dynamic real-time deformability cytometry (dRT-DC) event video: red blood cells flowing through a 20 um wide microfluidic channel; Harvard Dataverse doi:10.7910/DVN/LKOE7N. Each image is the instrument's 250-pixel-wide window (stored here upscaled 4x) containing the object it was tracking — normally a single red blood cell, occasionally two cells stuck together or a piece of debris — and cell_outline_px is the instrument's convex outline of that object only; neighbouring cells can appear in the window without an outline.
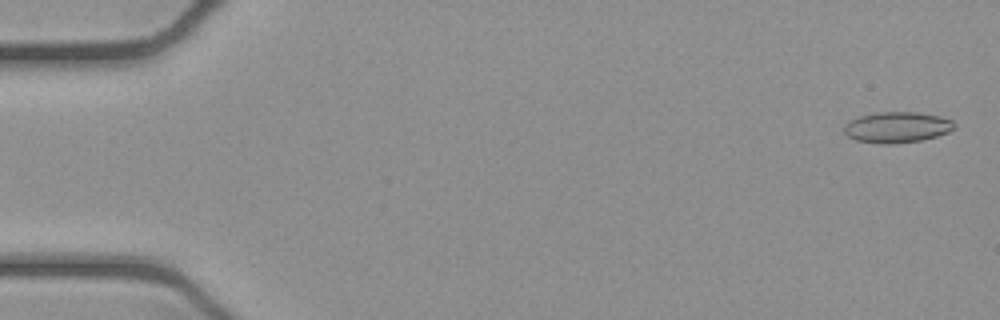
{"species": "common noctule bat (a hibernating species)", "species_latin": "Nyctalus noctula", "temperature_condition": "cold", "stored_images_in_passage": 53, "camera_frame_rate_fps": 3000, "um_per_image_px": 0.085, "animal": {"sex": "female", "body_mass_g": 21.9}, "frame": {"image": 1, "passage_image": 2, "time_ms": 0.333, "image_size_px": [1000, 320], "cell_outline_px": [[956, 128], [948, 132], [936, 136], [920, 140], [888, 144], [884, 144], [856, 140], [848, 136], [844, 132], [844, 124], [860, 116], [876, 112], [916, 112], [940, 116], [952, 120], [956, 124]], "centroid_in_image_um": [76.27, 10.81], "position_along_channel_um": 8.7, "area_um2": 19.71}}
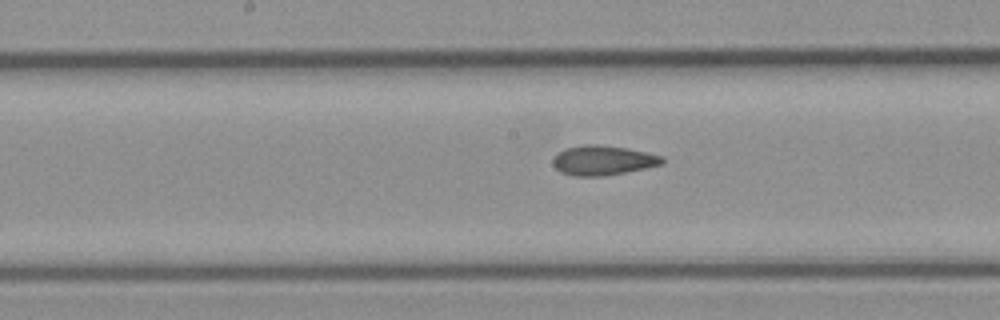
{"frame": {"image": 2, "passage_image": 27, "time_ms": 8.667, "image_size_px": [1000, 320], "cell_outline_px": [[664, 164], [604, 176], [576, 176], [560, 172], [552, 164], [552, 160], [564, 148], [584, 144], [596, 144], [628, 148], [664, 156]], "centroid_in_image_um": [51.26, 13.62], "position_along_channel_um": 196.9, "area_um2": 18.9}}
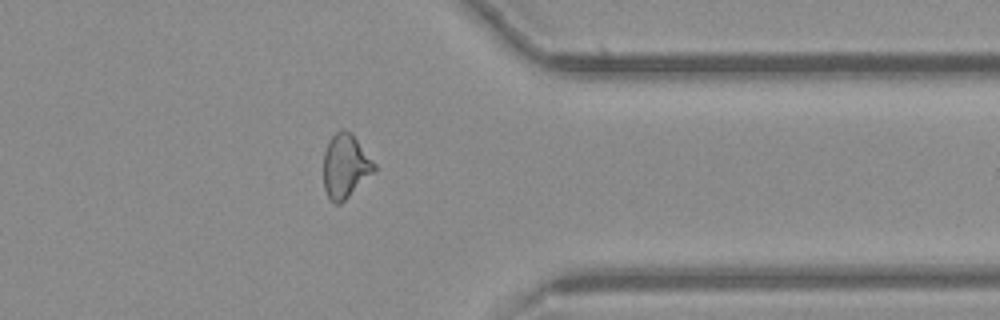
{"frame": {"image": 3, "passage_image": 42, "time_ms": 13.667, "image_size_px": [1000, 320], "cell_outline_px": [[376, 168], [340, 204], [336, 204], [328, 196], [324, 188], [324, 152], [328, 140], [340, 128], [344, 128], [352, 132], [376, 164]], "centroid_in_image_um": [29.34, 14.04], "position_along_channel_um": 382.1, "area_um2": 18.67}, "authors_computed_cell_mechanics": {"area_um2": 19.1318, "velocity_mm_per_s": 3.9104, "shape_relaxation_time_tau1_ms": null, "shape_relaxation_time_tau2_ms": 3.3518, "deformation_change_tau1": null, "deformation_change_tau2": 0.0956}}